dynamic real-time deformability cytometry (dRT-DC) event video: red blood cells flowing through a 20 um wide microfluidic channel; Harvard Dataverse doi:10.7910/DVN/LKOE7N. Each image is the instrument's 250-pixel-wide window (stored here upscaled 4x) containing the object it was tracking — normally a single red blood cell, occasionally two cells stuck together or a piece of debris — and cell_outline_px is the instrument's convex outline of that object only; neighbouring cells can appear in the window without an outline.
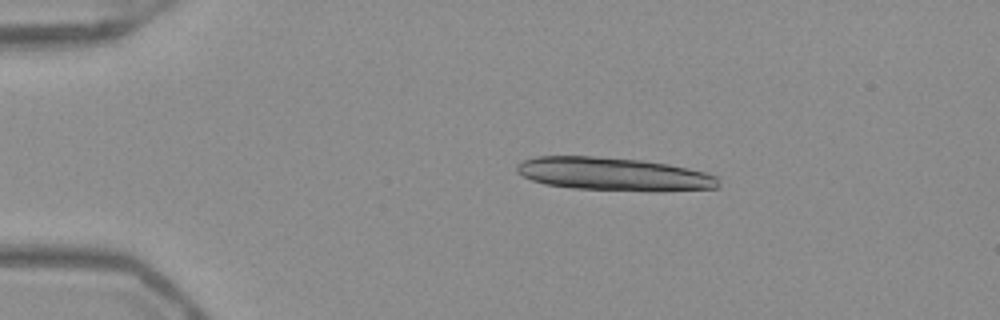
{"species": "Egyptian fruit bat (a non-hibernating species)", "species_latin": "Rousettus aegyptiacus", "temperature_condition": "warm", "stored_images_in_passage": 31, "camera_frame_rate_fps": 3000, "um_per_image_px": 0.085, "frame": {"image": 1, "passage_image": 2, "time_ms": 0.333, "image_size_px": [1000, 320], "cell_outline_px": [[720, 188], [572, 188], [544, 184], [532, 180], [516, 172], [516, 164], [524, 160], [536, 156], [592, 156], [640, 160], [668, 164], [688, 168], [704, 172], [716, 176], [720, 184]], "centroid_in_image_um": [52.01, 14.74], "position_along_channel_um": 33.0, "area_um2": 37.11}}
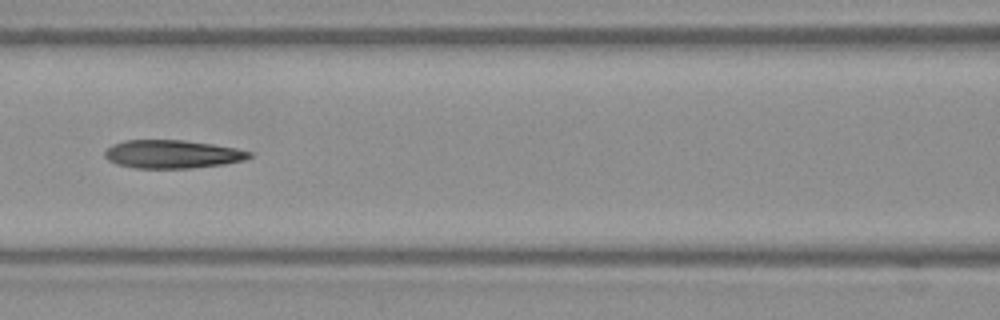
{"frame": {"image": 2, "passage_image": 16, "time_ms": 5.0, "image_size_px": [1000, 320], "cell_outline_px": [[252, 156], [244, 160], [224, 164], [192, 168], [136, 168], [116, 164], [108, 160], [104, 156], [104, 152], [112, 144], [124, 140], [184, 140], [212, 144], [236, 148], [252, 152]], "centroid_in_image_um": [14.63, 13.1], "position_along_channel_um": 152.0, "area_um2": 23.87}}
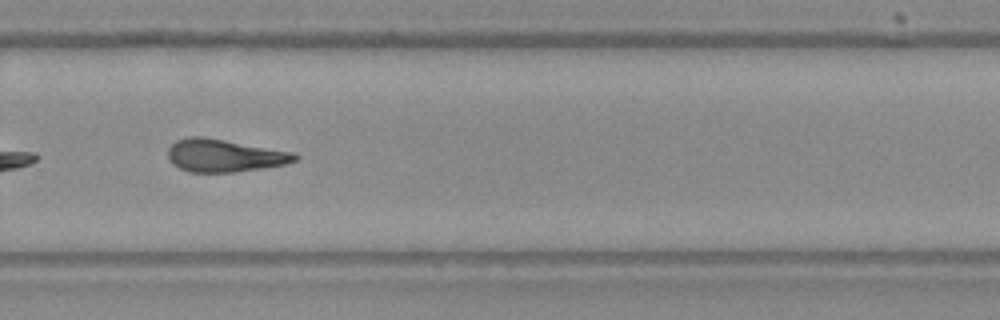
{"frame": {"image": 3, "passage_image": 28, "time_ms": 9.0, "image_size_px": [1000, 320], "cell_outline_px": [[300, 156], [296, 160], [288, 164], [236, 172], [188, 172], [172, 164], [168, 160], [168, 148], [176, 140], [188, 136], [204, 136], [296, 152]], "centroid_in_image_um": [19.09, 13.21], "position_along_channel_um": 310.7, "area_um2": 24.62}}